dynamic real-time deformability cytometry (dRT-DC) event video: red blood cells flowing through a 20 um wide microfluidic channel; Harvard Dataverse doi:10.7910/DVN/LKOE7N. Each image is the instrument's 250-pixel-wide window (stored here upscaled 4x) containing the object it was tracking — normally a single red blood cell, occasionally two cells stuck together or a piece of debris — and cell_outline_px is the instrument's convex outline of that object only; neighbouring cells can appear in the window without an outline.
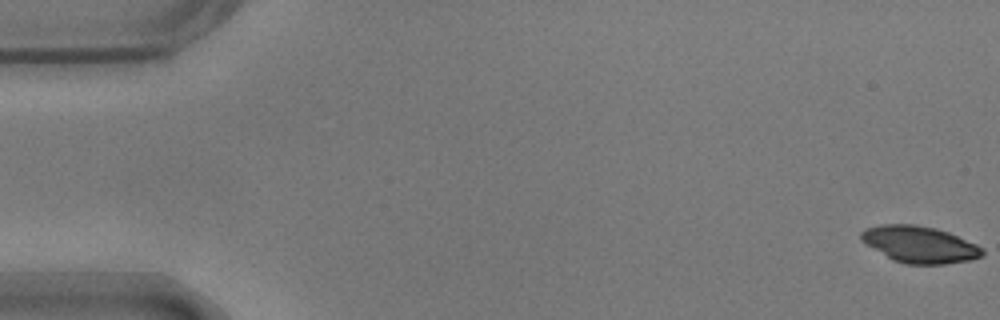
{"species": "common noctule bat (a hibernating species)", "species_latin": "Nyctalus noctula", "temperature_condition": "warm", "stored_images_in_passage": 55, "camera_frame_rate_fps": 3000, "um_per_image_px": 0.085, "animal": {"sex": "male", "body_mass_g": 17.9}, "frame": {"image": 1, "passage_image": 1, "time_ms": 0.0, "image_size_px": [1000, 320], "cell_outline_px": [[984, 252], [980, 256], [972, 260], [944, 264], [904, 264], [892, 260], [860, 240], [860, 232], [864, 228], [880, 224], [916, 224], [936, 228], [948, 232], [976, 244], [984, 248]], "centroid_in_image_um": [78.14, 20.77], "position_along_channel_um": 6.9, "area_um2": 26.07}}
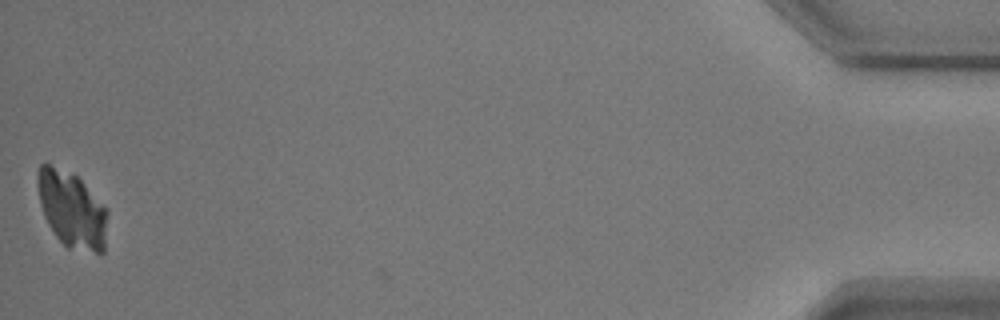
{"frame": {"image": 2, "passage_image": 55, "time_ms": 18.0, "image_size_px": [1000, 320], "cell_outline_px": [[108, 212], [104, 252], [100, 256], [68, 248], [56, 236], [48, 224], [44, 216], [40, 204], [36, 184], [36, 172], [40, 164], [48, 164], [76, 176], [108, 208]], "centroid_in_image_um": [6.12, 17.87], "position_along_channel_um": 429.1, "area_um2": 31.5}}